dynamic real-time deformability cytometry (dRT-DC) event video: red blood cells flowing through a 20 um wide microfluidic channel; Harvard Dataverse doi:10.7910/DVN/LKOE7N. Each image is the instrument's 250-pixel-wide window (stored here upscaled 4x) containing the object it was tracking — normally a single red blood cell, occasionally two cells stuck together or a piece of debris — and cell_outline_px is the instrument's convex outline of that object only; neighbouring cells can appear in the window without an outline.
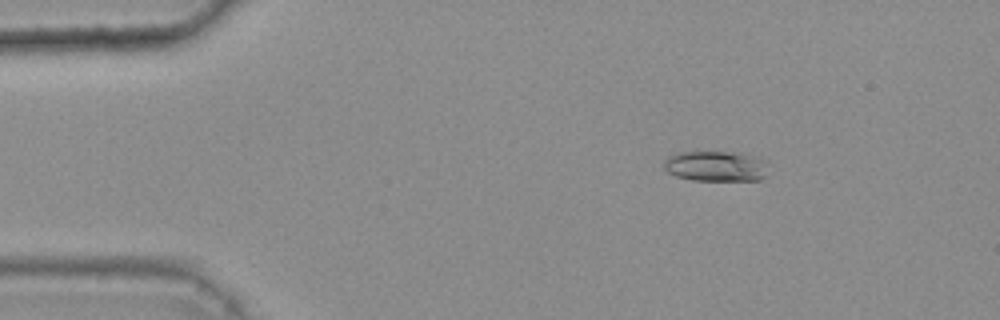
{"species": "common noctule bat (a hibernating species)", "species_latin": "Nyctalus noctula", "temperature_condition": "warm", "stored_images_in_passage": 48, "camera_frame_rate_fps": 3000, "um_per_image_px": 0.085, "animal": {"sex": "female", "body_mass_g": 25.1}, "frame": {"image": 1, "passage_image": 9, "time_ms": 2.667, "image_size_px": [1000, 320], "cell_outline_px": [[768, 164], [764, 176], [760, 180], [692, 180], [676, 176], [668, 172], [664, 168], [664, 160], [668, 156], [680, 152], [728, 152], [760, 156], [768, 160]], "centroid_in_image_um": [60.88, 14.12], "position_along_channel_um": 24.1, "area_um2": 18.67}}
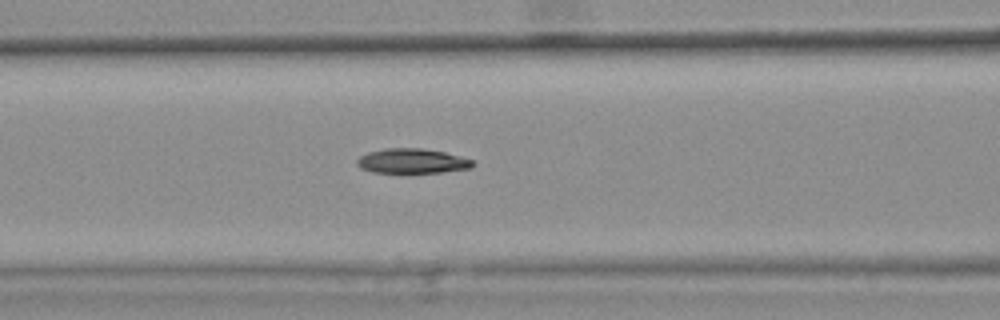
{"frame": {"image": 2, "passage_image": 23, "time_ms": 7.333, "image_size_px": [1000, 320], "cell_outline_px": [[476, 164], [472, 168], [444, 172], [372, 172], [360, 168], [356, 164], [356, 160], [360, 156], [368, 152], [388, 148], [420, 148], [444, 152], [472, 160]], "centroid_in_image_um": [35.03, 13.69], "position_along_channel_um": 131.6, "area_um2": 16.59}}
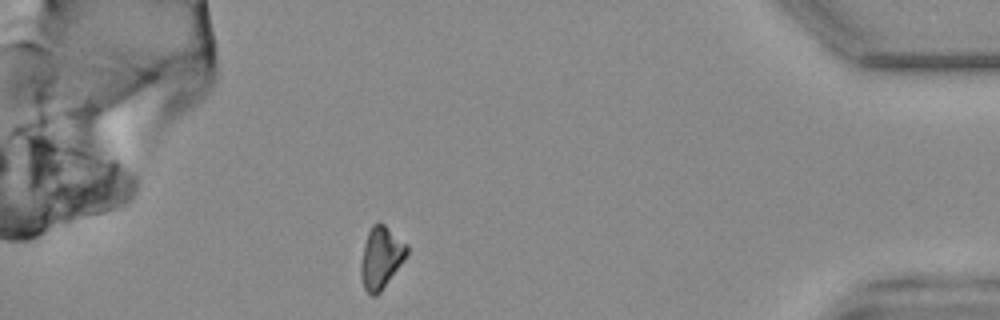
{"frame": {"image": 3, "passage_image": 48, "time_ms": 15.667, "image_size_px": [1000, 320], "cell_outline_px": [[408, 252], [404, 260], [380, 292], [376, 296], [372, 296], [364, 288], [360, 276], [360, 264], [364, 244], [368, 232], [372, 224], [380, 220], [408, 244]], "centroid_in_image_um": [32.38, 21.86], "position_along_channel_um": 402.8, "area_um2": 16.76}}